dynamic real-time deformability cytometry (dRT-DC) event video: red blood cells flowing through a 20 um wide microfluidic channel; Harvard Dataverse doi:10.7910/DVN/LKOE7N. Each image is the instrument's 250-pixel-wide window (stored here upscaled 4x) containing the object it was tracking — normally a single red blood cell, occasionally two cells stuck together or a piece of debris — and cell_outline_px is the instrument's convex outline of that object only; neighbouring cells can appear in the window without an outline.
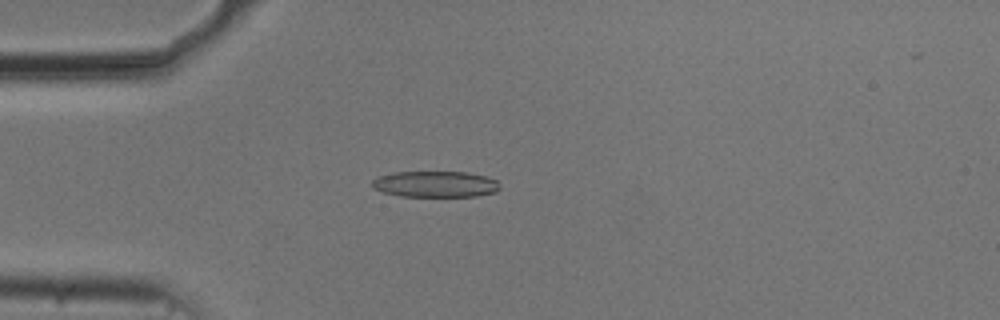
{"species": "common noctule bat (a hibernating species)", "species_latin": "Nyctalus noctula", "temperature_condition": "cold", "stored_images_in_passage": 52, "camera_frame_rate_fps": 3000, "um_per_image_px": 0.085, "animal": {"sex": "male", "body_mass_g": 20.5, "forearm_length_mm": 52.5}, "frame": {"image": 1, "passage_image": 13, "time_ms": 4.0, "image_size_px": [1000, 320], "cell_outline_px": [[500, 188], [496, 192], [476, 196], [400, 196], [384, 192], [372, 188], [372, 180], [376, 176], [392, 172], [468, 172], [484, 176], [496, 180]], "centroid_in_image_um": [36.97, 15.65], "position_along_channel_um": 48.0, "area_um2": 19.48}}
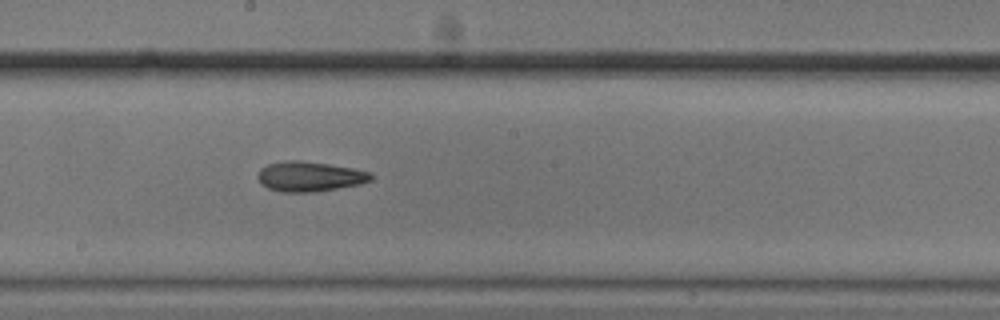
{"frame": {"image": 2, "passage_image": 28, "time_ms": 9.0, "image_size_px": [1000, 320], "cell_outline_px": [[372, 180], [360, 184], [312, 192], [280, 192], [268, 188], [260, 184], [256, 176], [260, 168], [268, 164], [284, 160], [300, 160], [328, 164], [352, 168], [372, 172]], "centroid_in_image_um": [26.28, 14.99], "position_along_channel_um": 221.9, "area_um2": 19.88}}
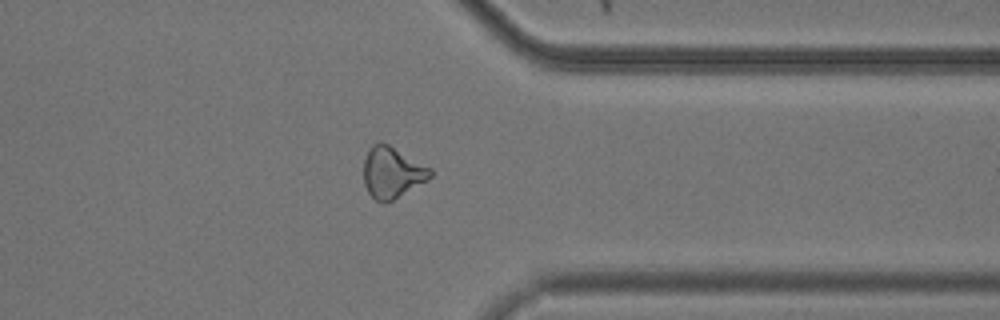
{"frame": {"image": 3, "passage_image": 41, "time_ms": 13.333, "image_size_px": [1000, 320], "cell_outline_px": [[432, 176], [428, 180], [392, 200], [384, 204], [376, 200], [368, 192], [364, 184], [364, 160], [368, 148], [372, 144], [380, 140], [388, 144], [432, 168]], "centroid_in_image_um": [33.32, 14.64], "position_along_channel_um": 378.1, "area_um2": 20.0}, "authors_computed_cell_mechanics": {"area_um2": 19.9121, "velocity_mm_per_s": 3.7367, "shape_relaxation_time_tau1_ms": 3.0163, "shape_relaxation_time_tau2_ms": 4.2289, "deformation_change_tau1": 0.1149, "deformation_change_tau2": 0.1405}}